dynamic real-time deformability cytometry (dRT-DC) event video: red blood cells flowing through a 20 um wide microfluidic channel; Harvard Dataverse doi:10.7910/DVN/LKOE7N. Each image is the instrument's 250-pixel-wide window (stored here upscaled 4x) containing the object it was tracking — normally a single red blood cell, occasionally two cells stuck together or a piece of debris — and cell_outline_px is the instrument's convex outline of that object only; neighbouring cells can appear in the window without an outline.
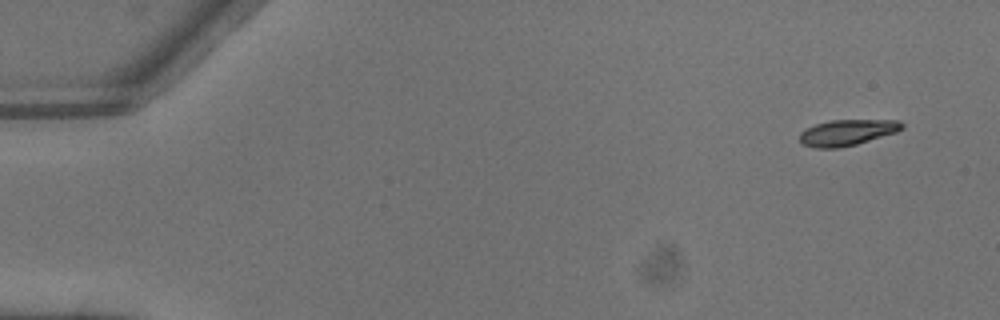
{"species": "common noctule bat (a hibernating species)", "species_latin": "Nyctalus noctula", "temperature_condition": "warm", "stored_images_in_passage": 7, "segment_of_instrument_passage": [1, 2], "camera_frame_rate_fps": 3000, "um_per_image_px": 0.085, "animal": {"sex": "male", "body_mass_g": 13.3}, "frame": {"image": 1, "passage_image": 1, "time_ms": 0.0, "image_size_px": [1000, 320], "cell_outline_px": [[904, 128], [896, 132], [856, 144], [840, 148], [816, 148], [804, 144], [800, 140], [800, 132], [804, 128], [828, 120], [900, 120], [904, 124]], "centroid_in_image_um": [72.01, 11.25], "position_along_channel_um": 13.0, "area_um2": 15.49}}